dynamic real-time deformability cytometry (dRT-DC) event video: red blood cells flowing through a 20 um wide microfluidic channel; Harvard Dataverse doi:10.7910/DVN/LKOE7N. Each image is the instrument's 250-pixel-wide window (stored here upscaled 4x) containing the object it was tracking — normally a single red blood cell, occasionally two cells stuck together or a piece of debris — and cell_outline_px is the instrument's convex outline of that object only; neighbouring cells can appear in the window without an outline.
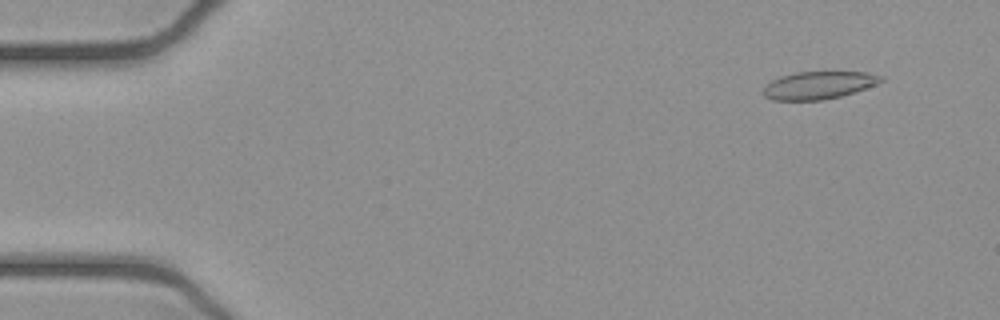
{"species": "common noctule bat (a hibernating species)", "species_latin": "Nyctalus noctula", "temperature_condition": "cold", "stored_images_in_passage": 52, "camera_frame_rate_fps": 3000, "um_per_image_px": 0.085, "animal": {"sex": "female", "body_mass_g": 21.9}, "frame": {"image": 1, "passage_image": 4, "time_ms": 1.0, "image_size_px": [1000, 320], "cell_outline_px": [[884, 80], [876, 84], [840, 96], [824, 100], [772, 100], [764, 96], [764, 88], [772, 80], [780, 76], [796, 72], [868, 72], [884, 76]], "centroid_in_image_um": [69.59, 7.24], "position_along_channel_um": 15.4, "area_um2": 18.79}}
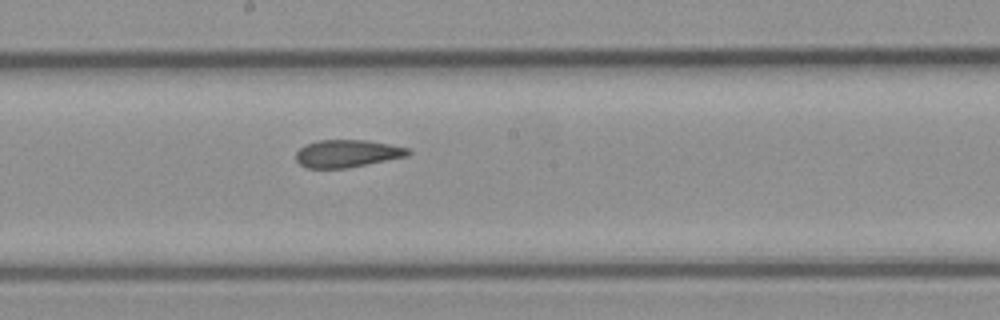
{"frame": {"image": 2, "passage_image": 28, "time_ms": 9.0, "image_size_px": [1000, 320], "cell_outline_px": [[412, 152], [408, 156], [348, 168], [308, 168], [300, 164], [296, 160], [296, 152], [304, 144], [316, 140], [364, 140], [388, 144], [408, 148]], "centroid_in_image_um": [29.49, 13.05], "position_along_channel_um": 218.7, "area_um2": 18.03}}
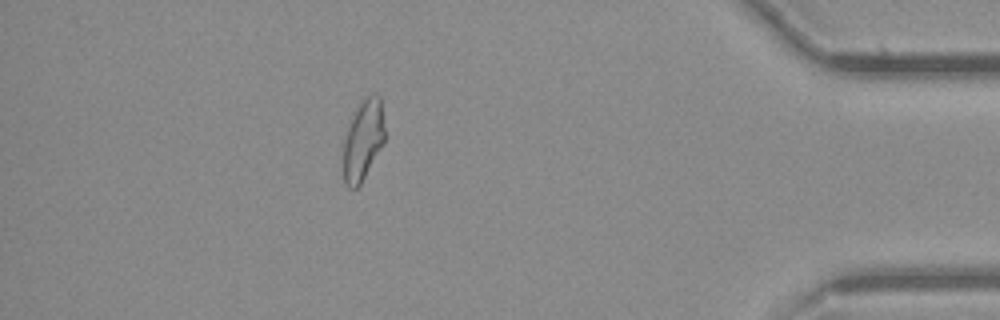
{"frame": {"image": 3, "passage_image": 46, "time_ms": 15.0, "image_size_px": [1000, 320], "cell_outline_px": [[384, 144], [360, 184], [356, 188], [348, 188], [344, 184], [344, 140], [348, 128], [356, 108], [360, 100], [368, 96], [380, 96], [384, 128]], "centroid_in_image_um": [30.87, 11.93], "position_along_channel_um": 404.3, "area_um2": 19.13}, "authors_computed_cell_mechanics": {"area_um2": 19.1896, "velocity_mm_per_s": 3.902, "shape_relaxation_time_tau1_ms": null, "shape_relaxation_time_tau2_ms": 1.8747, "deformation_change_tau1": null, "deformation_change_tau2": 0.0936}}